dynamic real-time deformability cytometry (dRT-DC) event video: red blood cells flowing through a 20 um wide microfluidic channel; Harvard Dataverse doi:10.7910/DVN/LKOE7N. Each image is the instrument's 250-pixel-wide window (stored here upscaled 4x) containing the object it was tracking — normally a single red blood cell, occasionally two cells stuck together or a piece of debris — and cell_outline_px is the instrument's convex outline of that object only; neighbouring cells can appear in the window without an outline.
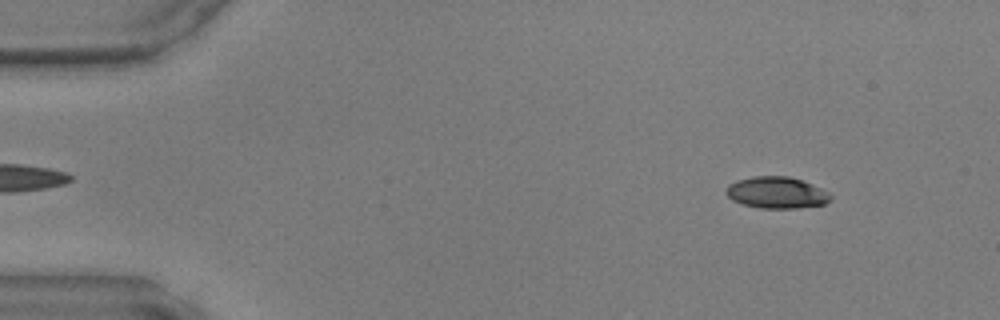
{"species": "common noctule bat (a hibernating species)", "species_latin": "Nyctalus noctula", "temperature_condition": "warm", "stored_images_in_passage": 23, "camera_frame_rate_fps": 3000, "um_per_image_px": 0.085, "animal": {"sex": "male", "body_mass_g": 17.9, "forearm_length_mm": 54.2}, "frame": {"image": 1, "passage_image": 5, "time_ms": 1.333, "image_size_px": [1000, 320], "cell_outline_px": [[832, 200], [824, 204], [800, 208], [760, 208], [744, 204], [732, 200], [724, 192], [728, 184], [736, 180], [752, 176], [788, 176], [812, 184], [828, 192], [832, 196]], "centroid_in_image_um": [66.0, 16.37], "position_along_channel_um": 19.0, "area_um2": 19.31}}
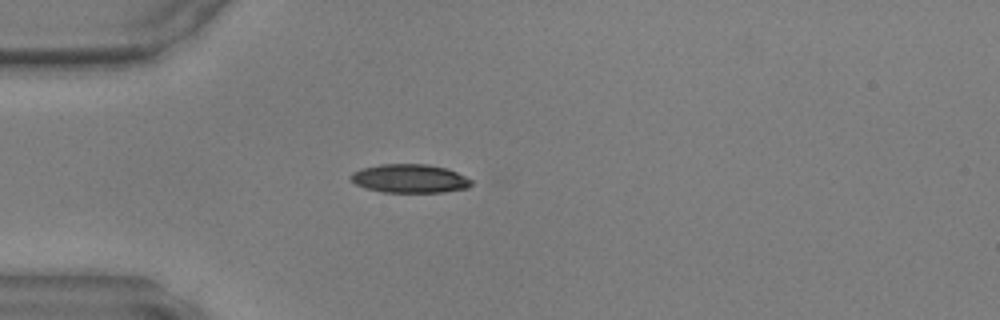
{"frame": {"image": 2, "passage_image": 13, "time_ms": 4.0, "image_size_px": [1000, 320], "cell_outline_px": [[472, 184], [468, 188], [444, 192], [384, 192], [364, 188], [356, 184], [348, 176], [352, 172], [360, 168], [380, 164], [428, 164], [448, 168], [472, 180]], "centroid_in_image_um": [34.81, 15.17], "position_along_channel_um": 50.2, "area_um2": 20.29}}
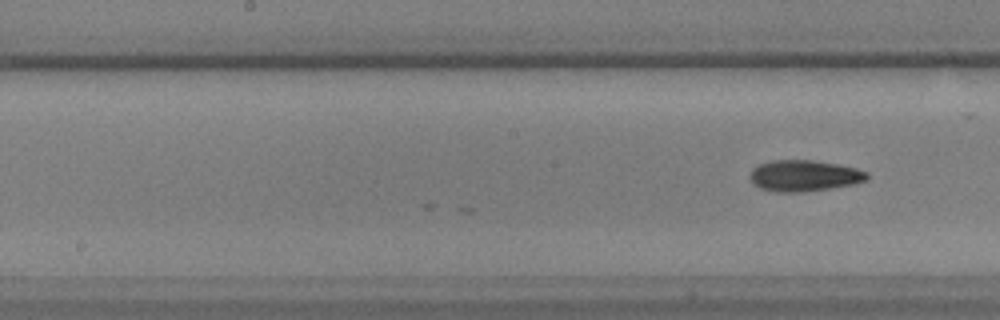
{"frame": {"image": 3, "passage_image": 23, "time_ms": 7.333, "image_size_px": [1000, 320], "cell_outline_px": [[868, 176], [864, 180], [852, 184], [804, 192], [776, 192], [760, 188], [752, 184], [748, 176], [752, 168], [760, 164], [772, 160], [812, 160], [836, 164], [856, 168], [868, 172]], "centroid_in_image_um": [68.28, 14.93], "position_along_channel_um": 179.9, "area_um2": 21.21}}